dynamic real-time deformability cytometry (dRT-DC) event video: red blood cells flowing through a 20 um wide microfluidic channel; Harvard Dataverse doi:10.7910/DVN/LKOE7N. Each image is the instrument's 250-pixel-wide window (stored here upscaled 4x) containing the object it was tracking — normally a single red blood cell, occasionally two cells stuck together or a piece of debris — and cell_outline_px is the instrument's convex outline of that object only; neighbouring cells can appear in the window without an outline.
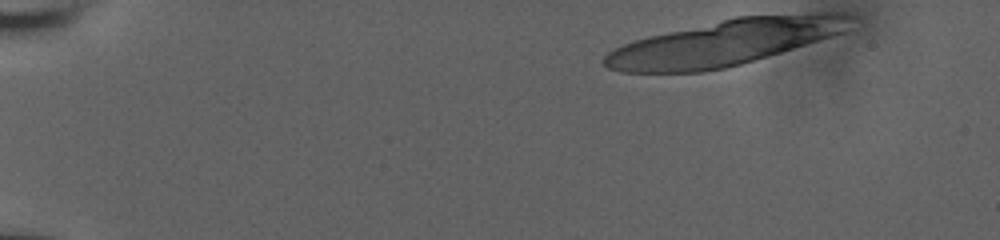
{"species": "human", "species_latin": "Homo sapiens", "temperature_condition": "room temperature", "stored_images_in_passage": 18, "camera_frame_rate_fps": 3000, "um_per_image_px": 0.085, "donor": {"sex": "male"}, "frame": {"image": 1, "passage_image": 1, "time_ms": 0.0, "image_size_px": [1000, 240], "cell_outline_px": [[856, 16], [844, 32], [832, 36], [768, 56], [740, 64], [724, 68], [704, 72], [620, 72], [608, 68], [600, 60], [608, 52], [624, 44], [648, 36], [736, 16], [820, 12], [848, 12]], "centroid_in_image_um": [61.64, 3.6], "position_along_channel_um": 23.4, "area_um2": 65.66}}
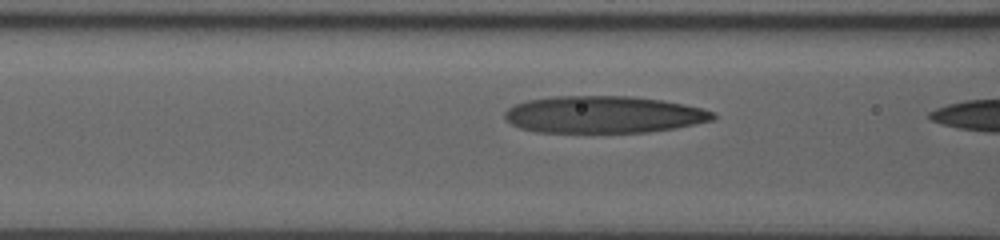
{"frame": {"image": 2, "passage_image": 17, "time_ms": 5.333, "image_size_px": [1000, 240], "cell_outline_px": [[716, 116], [712, 120], [676, 128], [648, 132], [536, 132], [520, 128], [512, 124], [504, 116], [504, 112], [508, 108], [516, 104], [528, 100], [552, 96], [632, 96], [660, 100], [684, 104], [716, 112]], "centroid_in_image_um": [51.3, 9.73], "position_along_channel_um": 115.3, "area_um2": 44.91}}